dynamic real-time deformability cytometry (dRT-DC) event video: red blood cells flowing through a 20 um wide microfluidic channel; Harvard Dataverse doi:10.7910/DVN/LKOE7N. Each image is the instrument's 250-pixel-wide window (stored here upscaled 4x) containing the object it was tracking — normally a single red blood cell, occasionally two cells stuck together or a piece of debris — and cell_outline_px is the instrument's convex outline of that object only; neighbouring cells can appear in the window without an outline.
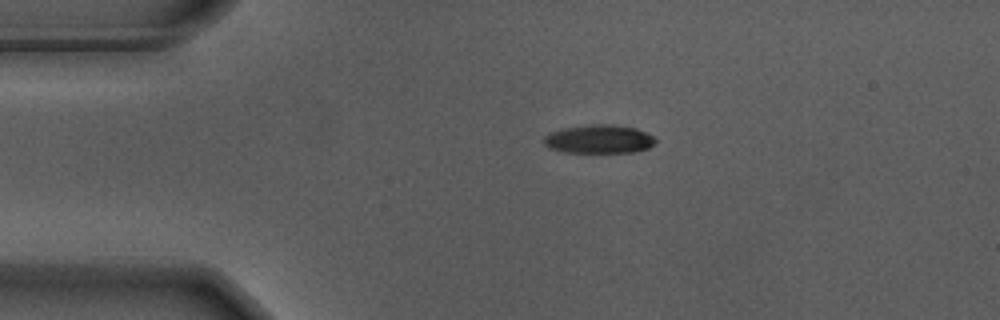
{"species": "Egyptian fruit bat (a non-hibernating species)", "species_latin": "Rousettus aegyptiacus", "temperature_condition": "warm", "stored_images_in_passage": 45, "camera_frame_rate_fps": 3000, "um_per_image_px": 0.085, "animal": {"sex": "male"}, "frame": {"image": 1, "passage_image": 1, "time_ms": 0.0, "image_size_px": [1000, 320], "cell_outline_px": [[656, 144], [648, 148], [636, 152], [564, 152], [548, 148], [544, 144], [544, 136], [548, 132], [564, 128], [588, 124], [616, 124], [636, 128], [656, 136]], "centroid_in_image_um": [50.94, 11.81], "position_along_channel_um": 34.1, "area_um2": 18.96}}
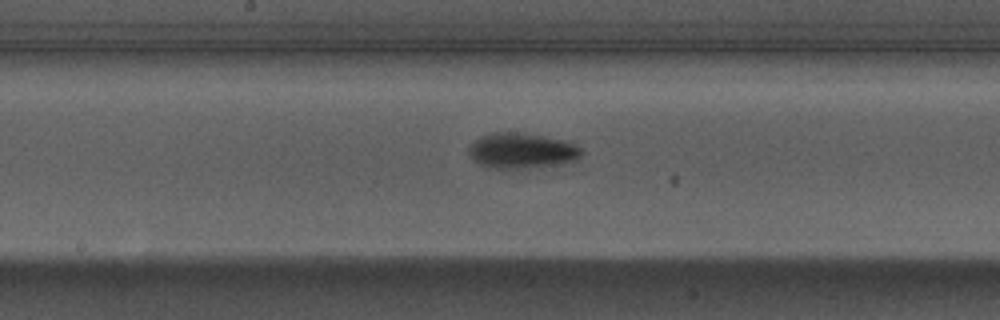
{"frame": {"image": 2, "passage_image": 18, "time_ms": 5.667, "image_size_px": [1000, 320], "cell_outline_px": [[584, 152], [576, 160], [520, 168], [488, 168], [476, 164], [468, 152], [468, 148], [480, 136], [492, 132], [512, 132], [544, 136], [568, 140], [576, 144]], "centroid_in_image_um": [44.31, 12.79], "position_along_channel_um": 203.9, "area_um2": 23.06}}
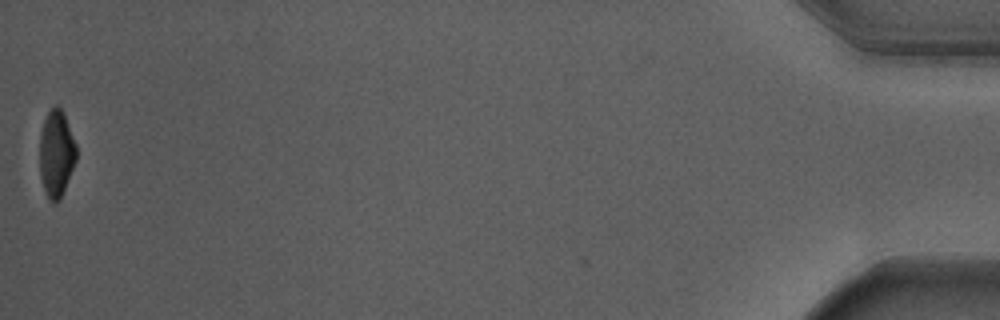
{"frame": {"image": 3, "passage_image": 45, "time_ms": 14.667, "image_size_px": [1000, 320], "cell_outline_px": [[76, 160], [60, 200], [56, 204], [48, 200], [40, 176], [40, 132], [44, 120], [48, 112], [56, 104], [64, 112], [76, 144]], "centroid_in_image_um": [4.79, 13.06], "position_along_channel_um": 430.4, "area_um2": 18.61}, "authors_computed_cell_mechanics": {"area_um2": 20.808, "velocity_mm_per_s": 3.6917, "shape_relaxation_time_tau1_ms": 2.2615, "shape_relaxation_time_tau2_ms": 8.1475, "deformation_change_tau1": 0.1686, "deformation_change_tau2": 0.1503}}